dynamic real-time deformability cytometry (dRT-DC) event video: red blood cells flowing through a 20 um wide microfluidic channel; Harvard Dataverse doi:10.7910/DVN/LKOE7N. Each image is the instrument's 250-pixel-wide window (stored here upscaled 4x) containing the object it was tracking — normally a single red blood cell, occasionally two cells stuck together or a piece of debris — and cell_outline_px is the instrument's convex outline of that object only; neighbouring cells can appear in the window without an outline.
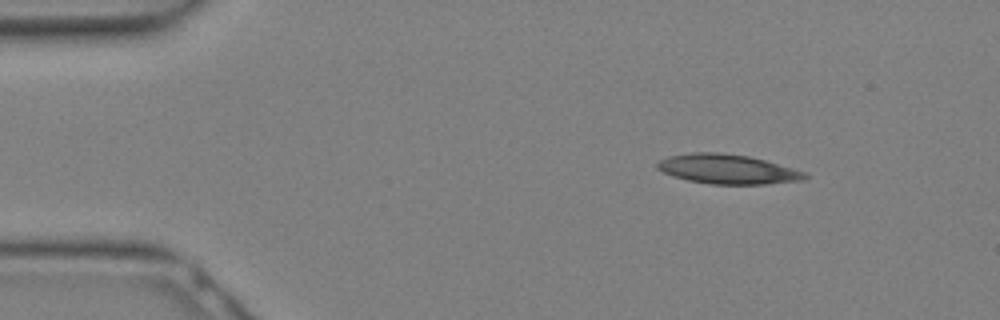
{"species": "Egyptian fruit bat (a non-hibernating species)", "species_latin": "Rousettus aegyptiacus", "temperature_condition": "warm", "stored_images_in_passage": 15, "camera_frame_rate_fps": 3000, "um_per_image_px": 0.085, "animal": {"sex": "female"}, "frame": {"image": 1, "passage_image": 3, "time_ms": 0.667, "image_size_px": [1000, 320], "cell_outline_px": [[808, 176], [804, 180], [764, 184], [712, 184], [688, 180], [672, 176], [656, 168], [656, 164], [660, 160], [668, 156], [692, 152], [720, 152], [748, 156], [764, 160], [792, 168], [804, 172]], "centroid_in_image_um": [61.81, 14.37], "position_along_channel_um": 23.2, "area_um2": 25.26}}
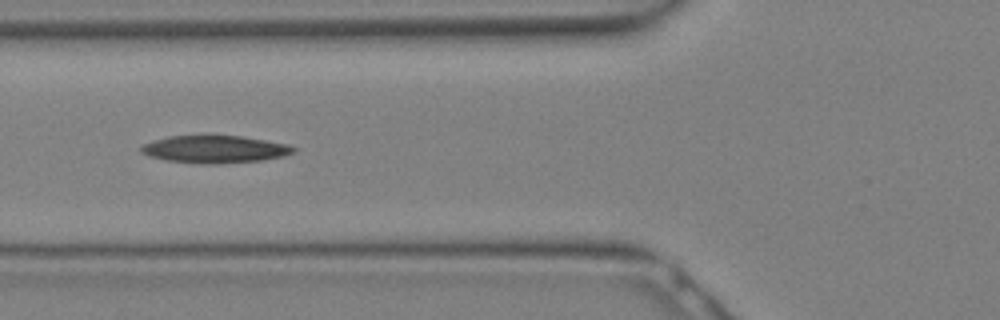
{"frame": {"image": 2, "passage_image": 10, "time_ms": 3.0, "image_size_px": [1000, 320], "cell_outline_px": [[296, 148], [292, 152], [284, 156], [260, 160], [212, 164], [204, 164], [168, 160], [148, 156], [140, 152], [140, 148], [144, 144], [152, 140], [168, 136], [204, 132], [208, 132], [244, 136], [288, 144]], "centroid_in_image_um": [18.2, 12.62], "position_along_channel_um": 107.6, "area_um2": 25.32}}
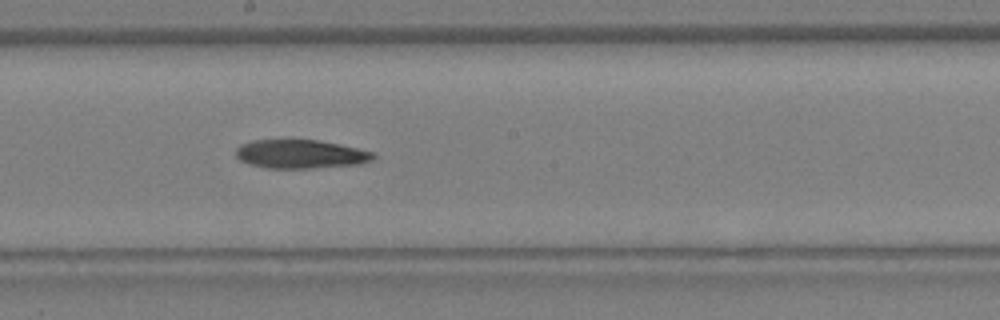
{"frame": {"image": 3, "passage_image": 15, "time_ms": 4.667, "image_size_px": [1000, 320], "cell_outline_px": [[376, 156], [372, 160], [360, 164], [312, 168], [264, 168], [248, 164], [240, 160], [236, 156], [236, 148], [240, 144], [252, 140], [320, 140], [340, 144], [372, 152]], "centroid_in_image_um": [25.51, 13.1], "position_along_channel_um": 222.7, "area_um2": 23.06}}